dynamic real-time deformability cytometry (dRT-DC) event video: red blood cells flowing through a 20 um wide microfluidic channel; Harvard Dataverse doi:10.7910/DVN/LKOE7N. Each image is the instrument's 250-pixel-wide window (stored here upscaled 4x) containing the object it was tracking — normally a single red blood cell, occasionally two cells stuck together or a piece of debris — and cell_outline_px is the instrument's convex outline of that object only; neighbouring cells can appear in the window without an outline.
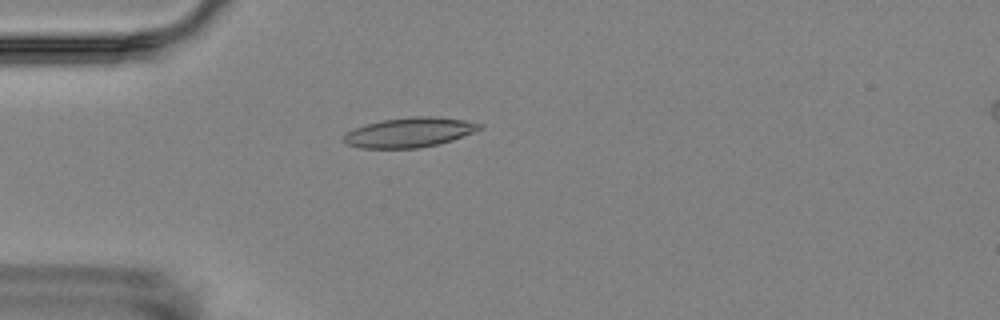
{"species": "Egyptian fruit bat (a non-hibernating species)", "species_latin": "Rousettus aegyptiacus", "temperature_condition": "room temperature", "stored_images_in_passage": 5, "camera_frame_rate_fps": 3000, "um_per_image_px": 0.085, "animal": {"sex": "female"}, "frame": {"image": 1, "passage_image": 4, "time_ms": 3.333, "image_size_px": [1000, 320], "cell_outline_px": [[484, 128], [476, 132], [440, 144], [420, 148], [360, 148], [344, 144], [344, 132], [352, 128], [384, 120], [412, 116], [432, 116], [464, 120], [484, 124]], "centroid_in_image_um": [34.82, 11.26], "position_along_channel_um": 50.2, "area_um2": 23.81}}